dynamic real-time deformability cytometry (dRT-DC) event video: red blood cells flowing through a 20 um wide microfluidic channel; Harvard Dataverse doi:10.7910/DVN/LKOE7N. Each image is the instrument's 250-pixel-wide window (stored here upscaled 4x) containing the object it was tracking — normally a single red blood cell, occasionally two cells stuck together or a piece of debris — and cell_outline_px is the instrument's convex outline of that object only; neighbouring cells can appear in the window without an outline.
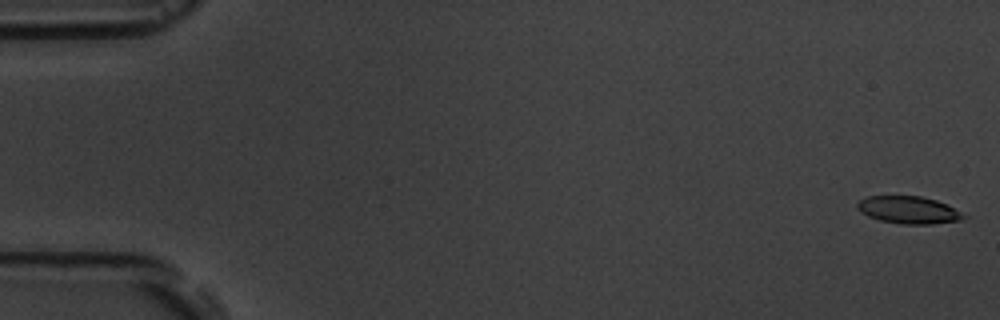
{"species": "common noctule bat (a hibernating species)", "species_latin": "Nyctalus noctula", "temperature_condition": "room temperature", "stored_images_in_passage": 6, "camera_frame_rate_fps": 3000, "um_per_image_px": 0.085, "animal": {"sex": "male", "body_mass_g": 19.5, "forearm_length_mm": 54.6}, "frame": {"image": 1, "passage_image": 1, "time_ms": 0.0, "image_size_px": [1000, 320], "cell_outline_px": [[968, 216], [960, 220], [932, 224], [900, 224], [880, 220], [868, 216], [860, 212], [856, 208], [856, 204], [860, 200], [868, 196], [920, 196], [936, 200]], "centroid_in_image_um": [77.18, 17.85], "position_along_channel_um": 7.8, "area_um2": 16.82}}
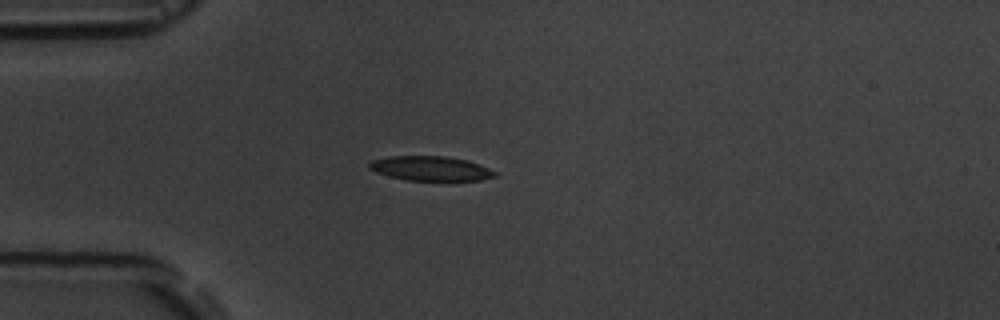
{"frame": {"image": 2, "passage_image": 5, "time_ms": 4.667, "image_size_px": [1000, 320], "cell_outline_px": [[496, 176], [480, 180], [404, 180], [388, 176], [376, 172], [368, 168], [368, 164], [372, 160], [388, 156], [444, 156], [468, 160], [488, 168], [496, 172]], "centroid_in_image_um": [36.56, 14.31], "position_along_channel_um": 48.4, "area_um2": 17.92}}